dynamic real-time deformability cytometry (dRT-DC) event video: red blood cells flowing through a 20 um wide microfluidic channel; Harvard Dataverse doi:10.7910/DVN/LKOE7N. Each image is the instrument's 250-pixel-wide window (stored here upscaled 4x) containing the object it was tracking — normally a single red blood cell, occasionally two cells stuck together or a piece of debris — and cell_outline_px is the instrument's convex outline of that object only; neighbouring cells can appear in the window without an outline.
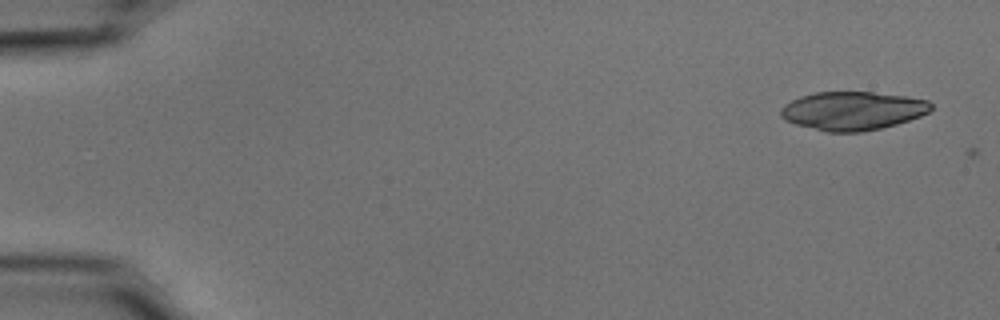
{"species": "common noctule bat (a hibernating species)", "species_latin": "Nyctalus noctula", "temperature_condition": "cold", "stored_images_in_passage": 2, "camera_frame_rate_fps": 3000, "um_per_image_px": 0.085, "animal": {"sex": "male", "body_mass_g": 15.6}, "frame": {"image": 1, "passage_image": 1, "time_ms": 0.0, "image_size_px": [1000, 320], "cell_outline_px": [[932, 108], [928, 112], [920, 116], [896, 124], [880, 128], [860, 132], [828, 132], [796, 124], [784, 120], [780, 116], [780, 108], [784, 104], [800, 96], [816, 92], [872, 92], [904, 96], [928, 100], [932, 104]], "centroid_in_image_um": [72.45, 9.41], "position_along_channel_um": 12.6, "area_um2": 33.64}}